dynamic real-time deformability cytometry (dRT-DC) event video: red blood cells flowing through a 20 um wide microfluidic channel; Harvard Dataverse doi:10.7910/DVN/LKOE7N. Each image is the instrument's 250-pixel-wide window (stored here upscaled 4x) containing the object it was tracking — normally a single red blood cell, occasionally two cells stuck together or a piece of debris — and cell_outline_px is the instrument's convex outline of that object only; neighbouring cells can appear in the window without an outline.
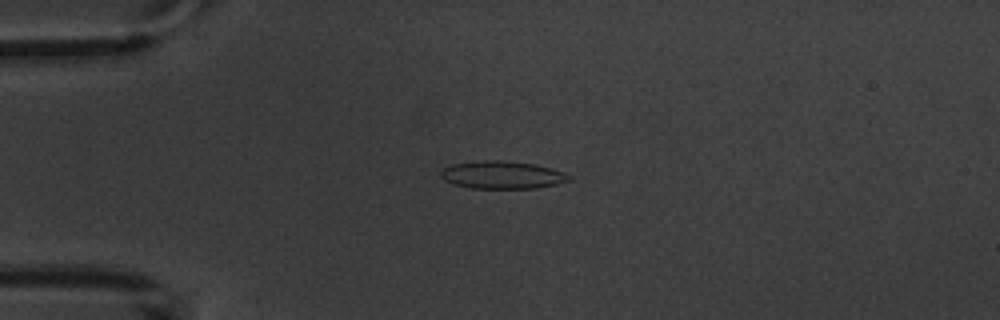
{"species": "common noctule bat (a hibernating species)", "species_latin": "Nyctalus noctula", "temperature_condition": "warm", "stored_images_in_passage": 5, "camera_frame_rate_fps": 3000, "um_per_image_px": 0.085, "animal": {"sex": "male", "body_mass_g": 20.1, "forearm_length_mm": 53.5}, "frame": {"image": 1, "passage_image": 4, "time_ms": 3.333, "image_size_px": [1000, 320], "cell_outline_px": [[572, 180], [556, 184], [536, 188], [468, 188], [452, 184], [444, 180], [440, 176], [440, 172], [444, 168], [452, 164], [484, 160], [500, 160], [536, 164], [564, 172], [572, 176]], "centroid_in_image_um": [42.69, 14.87], "position_along_channel_um": 42.3, "area_um2": 20.81}}